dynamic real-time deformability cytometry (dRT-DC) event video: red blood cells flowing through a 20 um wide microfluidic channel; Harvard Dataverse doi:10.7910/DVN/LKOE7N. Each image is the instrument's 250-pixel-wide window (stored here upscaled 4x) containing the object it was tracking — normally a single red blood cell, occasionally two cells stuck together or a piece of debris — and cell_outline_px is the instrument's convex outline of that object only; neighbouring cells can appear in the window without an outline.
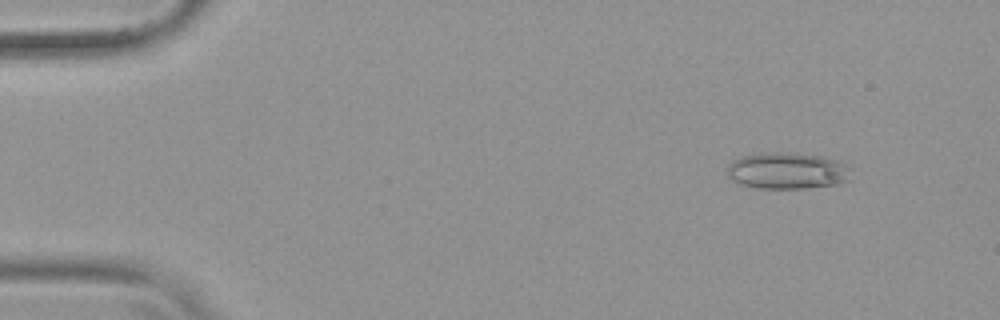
{"species": "common noctule bat (a hibernating species)", "species_latin": "Nyctalus noctula", "temperature_condition": "warm", "stored_images_in_passage": 53, "camera_frame_rate_fps": 3000, "um_per_image_px": 0.085, "animal": {"sex": "female", "body_mass_g": 19.9}, "frame": {"image": 1, "passage_image": 6, "time_ms": 1.667, "image_size_px": [1000, 320], "cell_outline_px": [[852, 180], [840, 184], [808, 188], [756, 188], [740, 184], [732, 180], [728, 176], [728, 164], [732, 160], [744, 156], [768, 152], [788, 152], [824, 156], [836, 160], [844, 164]], "centroid_in_image_um": [66.92, 14.52], "position_along_channel_um": 18.1, "area_um2": 26.47}}
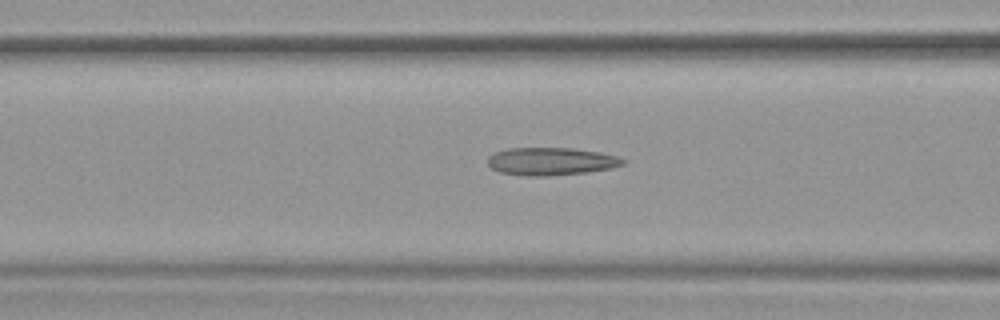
{"frame": {"image": 2, "passage_image": 22, "time_ms": 7.0, "image_size_px": [1000, 320], "cell_outline_px": [[628, 160], [624, 164], [612, 168], [588, 172], [544, 176], [528, 176], [500, 172], [492, 168], [488, 164], [488, 156], [496, 152], [508, 148], [572, 148], [600, 152], [620, 156]], "centroid_in_image_um": [46.9, 13.71], "position_along_channel_um": 119.7, "area_um2": 21.96}}
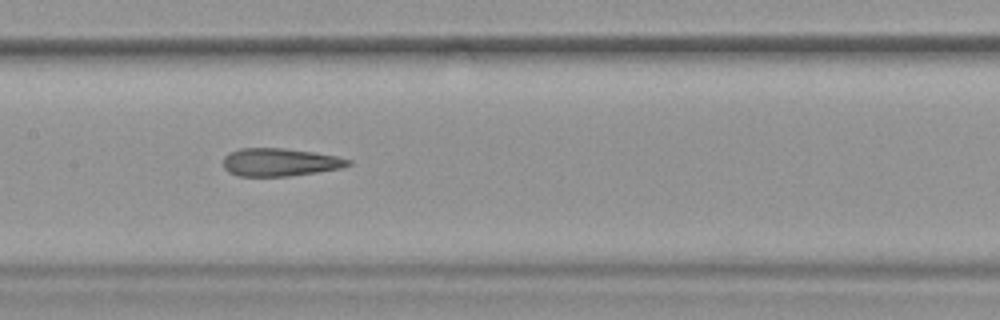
{"frame": {"image": 3, "passage_image": 27, "time_ms": 8.667, "image_size_px": [1000, 320], "cell_outline_px": [[352, 164], [340, 168], [316, 172], [288, 176], [236, 176], [228, 172], [224, 168], [224, 156], [228, 152], [240, 148], [284, 148], [312, 152], [336, 156], [352, 160]], "centroid_in_image_um": [23.76, 13.78], "position_along_channel_um": 183.6, "area_um2": 20.35}, "authors_computed_cell_mechanics": {"area_um2": 22.253, "velocity_mm_per_s": 3.8319, "shape_relaxation_time_tau1_ms": null, "shape_relaxation_time_tau2_ms": 2.0999, "deformation_change_tau1": null, "deformation_change_tau2": 0.1261}}